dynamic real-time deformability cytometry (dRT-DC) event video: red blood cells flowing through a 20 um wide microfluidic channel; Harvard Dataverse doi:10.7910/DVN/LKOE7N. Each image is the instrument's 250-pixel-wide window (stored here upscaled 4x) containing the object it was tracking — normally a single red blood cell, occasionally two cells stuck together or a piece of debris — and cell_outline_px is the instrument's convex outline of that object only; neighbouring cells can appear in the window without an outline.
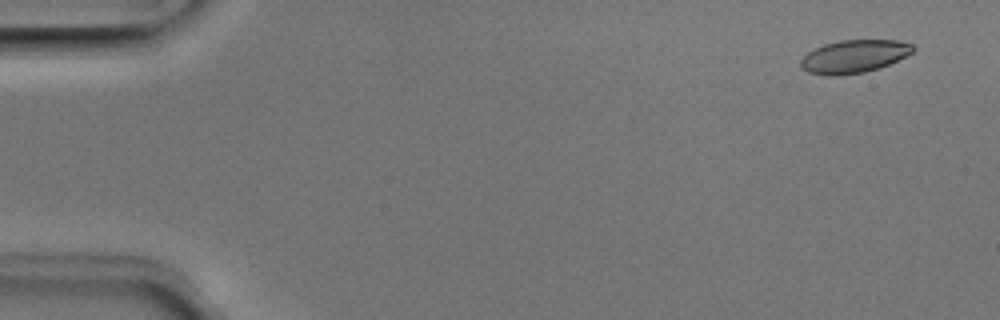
{"species": "Egyptian fruit bat (a non-hibernating species)", "species_latin": "Rousettus aegyptiacus", "temperature_condition": "room temperature", "stored_images_in_passage": 4, "camera_frame_rate_fps": 3000, "um_per_image_px": 0.085, "animal": {"sex": "male"}, "frame": {"image": 1, "passage_image": 1, "time_ms": 0.0, "image_size_px": [1000, 320], "cell_outline_px": [[916, 48], [912, 52], [880, 68], [864, 72], [832, 76], [828, 76], [808, 72], [800, 68], [800, 60], [808, 52], [824, 44], [840, 40], [896, 40], [912, 44]], "centroid_in_image_um": [72.56, 4.79], "position_along_channel_um": 12.4, "area_um2": 21.44}}
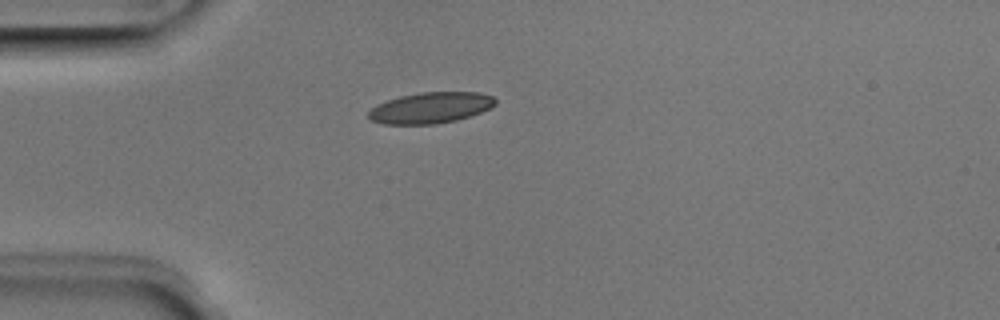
{"frame": {"image": 2, "passage_image": 4, "time_ms": 1.0, "image_size_px": [1000, 320], "cell_outline_px": [[496, 104], [480, 112], [456, 120], [436, 124], [384, 124], [372, 120], [368, 116], [368, 112], [376, 104], [400, 96], [420, 92], [476, 92], [492, 96], [496, 100]], "centroid_in_image_um": [36.58, 9.16], "position_along_channel_um": 48.4, "area_um2": 22.72}}